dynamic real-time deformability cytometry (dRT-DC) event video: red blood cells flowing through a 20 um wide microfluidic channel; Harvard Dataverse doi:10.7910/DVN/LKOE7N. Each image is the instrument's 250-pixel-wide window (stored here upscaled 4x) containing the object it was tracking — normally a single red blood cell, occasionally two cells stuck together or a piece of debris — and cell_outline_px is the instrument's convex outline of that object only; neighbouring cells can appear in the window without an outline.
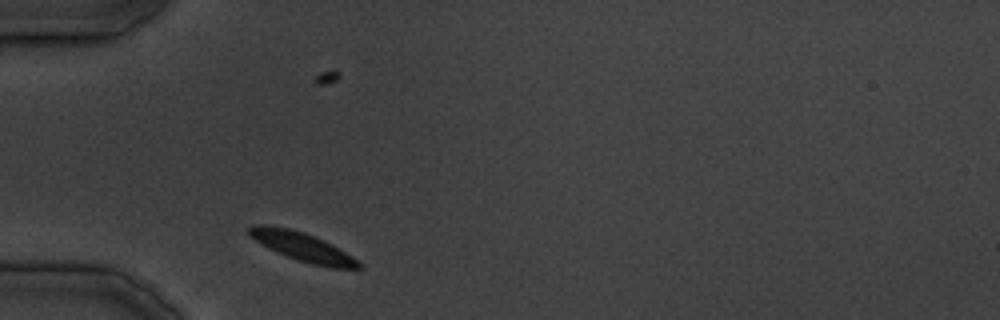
{"species": "common noctule bat (a hibernating species)", "species_latin": "Nyctalus noctula", "temperature_condition": "cold", "stored_images_in_passage": 28, "camera_frame_rate_fps": 3000, "um_per_image_px": 0.085, "animal": {"sex": "male", "body_mass_g": 19.5, "forearm_length_mm": 54.6}, "frame": {"image": 1, "passage_image": 1, "time_ms": 0.0, "image_size_px": [1000, 320], "cell_outline_px": [[364, 268], [332, 268], [312, 264], [276, 252], [268, 248], [248, 236], [248, 228], [252, 224], [264, 224], [288, 228], [304, 232], [324, 240], [332, 244], [352, 256]], "centroid_in_image_um": [25.66, 20.95], "position_along_channel_um": 59.3, "area_um2": 18.26}}